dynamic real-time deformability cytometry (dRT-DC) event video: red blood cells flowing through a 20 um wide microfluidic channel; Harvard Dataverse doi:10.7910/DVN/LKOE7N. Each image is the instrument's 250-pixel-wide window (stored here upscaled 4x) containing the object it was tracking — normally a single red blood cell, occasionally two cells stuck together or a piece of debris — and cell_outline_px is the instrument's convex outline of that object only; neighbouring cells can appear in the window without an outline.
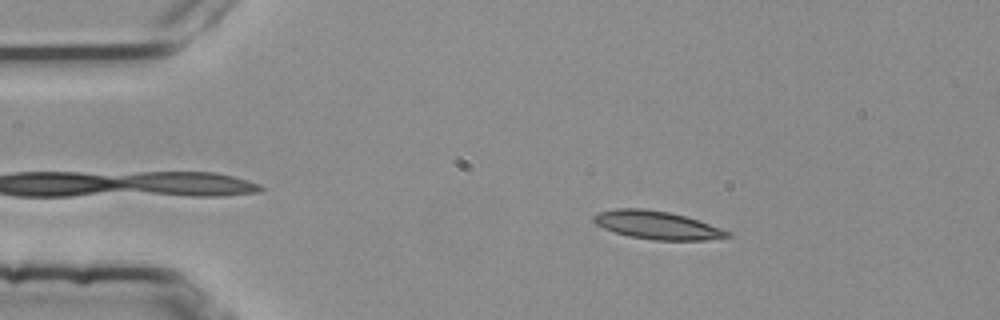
{"species": "common noctule bat (a hibernating species)", "species_latin": "Nyctalus noctula", "temperature_condition": "room temperature", "stored_images_in_passage": 51, "camera_frame_rate_fps": 3000, "um_per_image_px": 0.085, "animal": {"sex": "female", "body_mass_g": 25.1}, "frame": {"image": 1, "passage_image": 9, "time_ms": 2.667, "image_size_px": [1000, 320], "cell_outline_px": [[732, 236], [704, 240], [652, 240], [628, 236], [604, 228], [596, 224], [592, 220], [592, 216], [600, 212], [616, 208], [644, 208], [668, 212], [684, 216], [732, 232]], "centroid_in_image_um": [55.82, 19.14], "position_along_channel_um": 29.2, "area_um2": 21.73}}
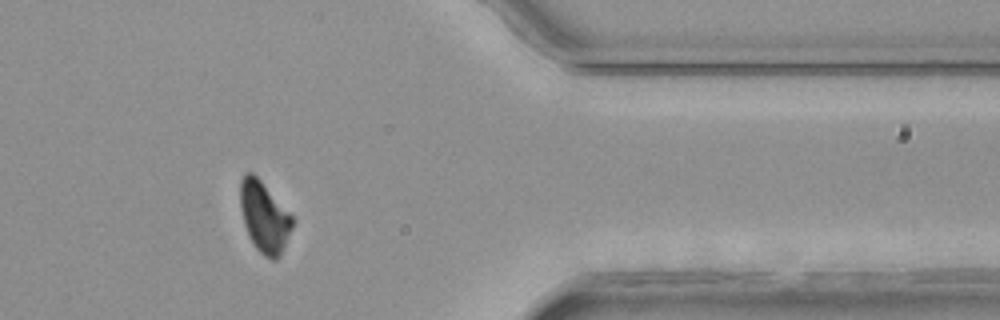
{"frame": {"image": 2, "passage_image": 44, "time_ms": 14.333, "image_size_px": [1000, 320], "cell_outline_px": [[296, 220], [280, 256], [276, 260], [272, 260], [264, 256], [256, 248], [244, 224], [240, 208], [240, 180], [244, 172], [252, 172], [260, 180]], "centroid_in_image_um": [22.47, 18.44], "position_along_channel_um": 388.9, "area_um2": 21.44}}
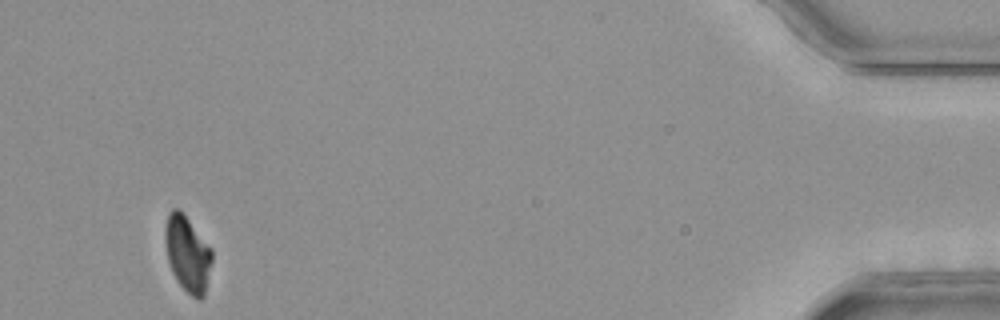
{"frame": {"image": 3, "passage_image": 51, "time_ms": 16.667, "image_size_px": [1000, 320], "cell_outline_px": [[212, 260], [204, 296], [200, 300], [196, 300], [176, 280], [172, 272], [168, 260], [164, 244], [164, 228], [168, 212], [172, 208], [180, 208], [212, 248]], "centroid_in_image_um": [15.92, 21.53], "position_along_channel_um": 419.3, "area_um2": 21.04}, "authors_computed_cell_mechanics": {"area_um2": 22.1952, "velocity_mm_per_s": 3.7694, "shape_relaxation_time_tau1_ms": 3.8395, "shape_relaxation_time_tau2_ms": 2.6569, "deformation_change_tau1": 0.1316, "deformation_change_tau2": 0.0933}}